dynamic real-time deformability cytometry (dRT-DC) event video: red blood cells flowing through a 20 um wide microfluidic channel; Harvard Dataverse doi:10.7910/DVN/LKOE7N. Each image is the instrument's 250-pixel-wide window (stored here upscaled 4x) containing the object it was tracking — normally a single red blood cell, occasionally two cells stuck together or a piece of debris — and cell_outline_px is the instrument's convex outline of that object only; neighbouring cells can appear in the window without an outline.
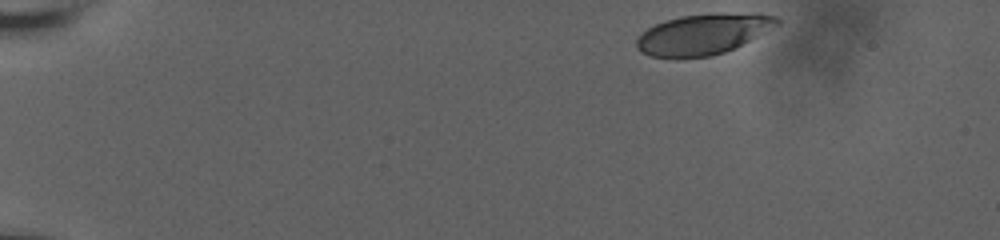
{"species": "human", "species_latin": "Homo sapiens", "temperature_condition": "room temperature", "stored_images_in_passage": 43, "camera_frame_rate_fps": 3000, "um_per_image_px": 0.085, "donor": {"sex": "male"}, "frame": {"image": 1, "passage_image": 1, "time_ms": 0.0, "image_size_px": [1000, 240], "cell_outline_px": [[780, 24], [736, 48], [724, 52], [708, 56], [648, 56], [640, 52], [636, 48], [636, 40], [648, 28], [664, 20], [680, 16], [712, 12], [760, 12], [776, 16], [780, 20]], "centroid_in_image_um": [59.84, 2.85], "position_along_channel_um": 25.2, "area_um2": 33.52}}
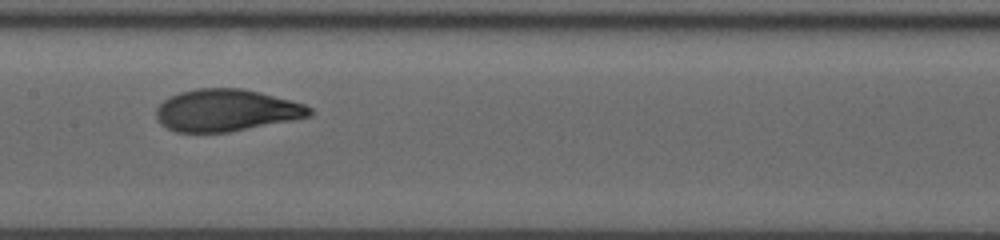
{"frame": {"image": 2, "passage_image": 24, "time_ms": 7.667, "image_size_px": [1000, 240], "cell_outline_px": [[312, 112], [308, 116], [292, 120], [228, 132], [176, 132], [160, 124], [156, 116], [156, 108], [164, 100], [180, 92], [196, 88], [240, 88], [260, 92], [292, 100], [304, 104], [312, 108]], "centroid_in_image_um": [19.22, 9.37], "position_along_channel_um": 188.2, "area_um2": 37.4}}
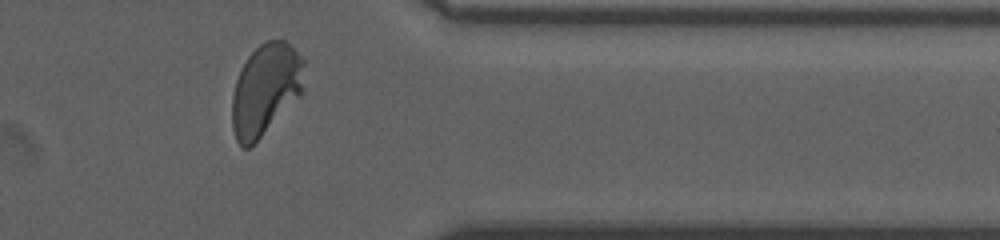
{"frame": {"image": 3, "passage_image": 41, "time_ms": 13.333, "image_size_px": [1000, 240], "cell_outline_px": [[304, 92], [248, 148], [244, 148], [236, 140], [232, 128], [232, 96], [236, 80], [248, 56], [260, 44], [268, 40], [284, 40], [304, 60]], "centroid_in_image_um": [22.57, 7.59], "position_along_channel_um": 388.8, "area_um2": 37.97}, "authors_computed_cell_mechanics": {"area_um2": 37.0498, "velocity_mm_per_s": 3.6883, "shape_relaxation_time_tau1_ms": 5.0874, "shape_relaxation_time_tau2_ms": null, "deformation_change_tau1": 0.2065, "deformation_change_tau2": null}}